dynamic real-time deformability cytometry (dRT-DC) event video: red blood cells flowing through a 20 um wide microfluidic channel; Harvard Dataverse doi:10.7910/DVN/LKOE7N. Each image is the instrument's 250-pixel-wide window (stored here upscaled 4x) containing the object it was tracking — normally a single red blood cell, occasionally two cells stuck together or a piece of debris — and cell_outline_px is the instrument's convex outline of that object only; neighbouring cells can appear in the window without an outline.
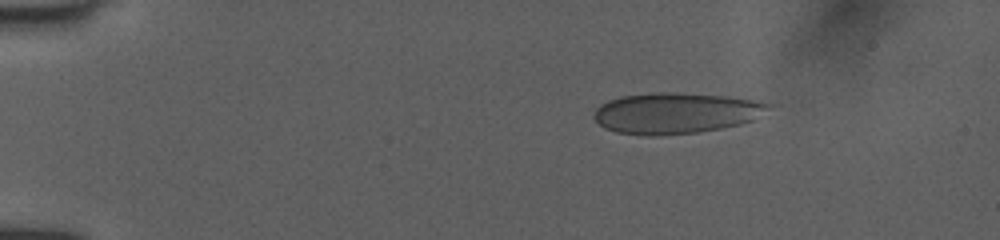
{"species": "human", "species_latin": "Homo sapiens", "temperature_condition": "room temperature", "stored_images_in_passage": 44, "camera_frame_rate_fps": 3000, "um_per_image_px": 0.085, "donor": {"sex": "female"}, "frame": {"image": 1, "passage_image": 1, "time_ms": 0.0, "image_size_px": [1000, 240], "cell_outline_px": [[772, 104], [768, 108], [752, 120], [740, 124], [720, 128], [696, 132], [656, 136], [648, 136], [616, 132], [604, 128], [592, 116], [596, 108], [600, 104], [608, 100], [620, 96], [652, 92], [668, 92], [720, 96], [748, 100]], "centroid_in_image_um": [57.32, 9.62], "position_along_channel_um": 27.7, "area_um2": 41.1}}
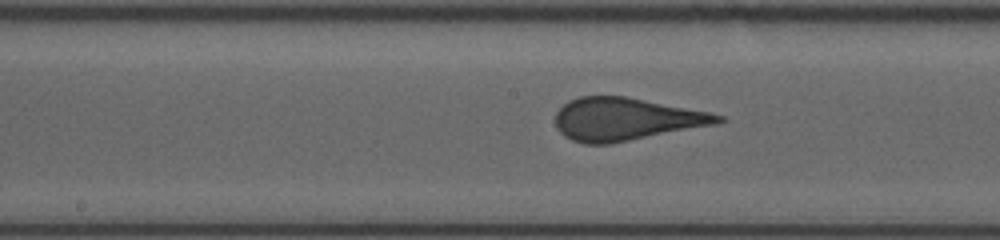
{"frame": {"image": 2, "passage_image": 20, "time_ms": 6.333, "image_size_px": [1000, 240], "cell_outline_px": [[728, 120], [716, 124], [612, 144], [584, 144], [572, 140], [564, 136], [556, 128], [556, 112], [568, 100], [580, 96], [624, 96], [708, 112], [724, 116]], "centroid_in_image_um": [53.17, 10.14], "position_along_channel_um": 195.0, "area_um2": 40.4}}
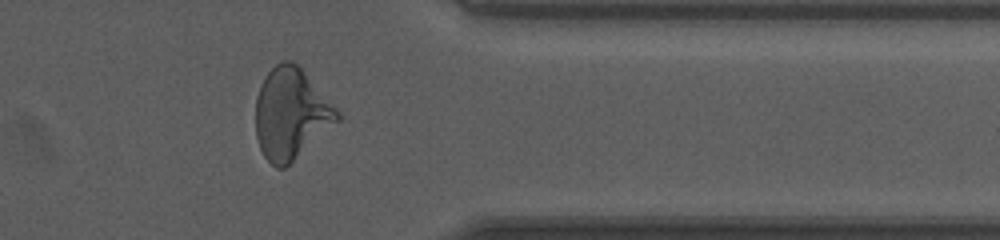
{"frame": {"image": 3, "passage_image": 35, "time_ms": 11.333, "image_size_px": [1000, 240], "cell_outline_px": [[340, 120], [284, 168], [276, 168], [264, 156], [260, 148], [256, 136], [256, 96], [260, 84], [268, 72], [280, 60], [288, 60], [296, 64], [304, 72], [340, 112]], "centroid_in_image_um": [24.71, 9.66], "position_along_channel_um": 386.7, "area_um2": 42.77}, "authors_computed_cell_mechanics": {"area_um2": 40.7201, "velocity_mm_per_s": 4.0038, "shape_relaxation_time_tau1_ms": 6.6499, "shape_relaxation_time_tau2_ms": null, "deformation_change_tau1": 0.189, "deformation_change_tau2": null}}